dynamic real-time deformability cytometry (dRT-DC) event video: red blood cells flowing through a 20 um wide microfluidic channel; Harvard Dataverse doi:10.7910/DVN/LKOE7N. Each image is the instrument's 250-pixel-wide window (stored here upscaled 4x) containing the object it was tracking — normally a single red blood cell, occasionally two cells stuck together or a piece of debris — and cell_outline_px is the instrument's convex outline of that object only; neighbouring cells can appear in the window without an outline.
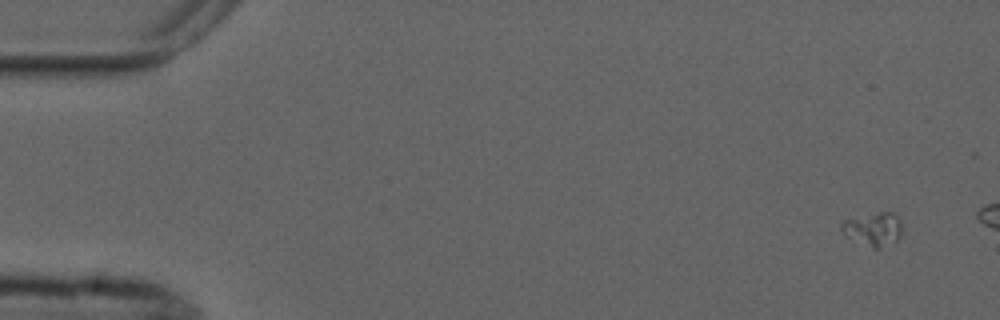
{"species": "common noctule bat (a hibernating species)", "species_latin": "Nyctalus noctula", "temperature_condition": "cold", "stored_images_in_passage": 3, "camera_frame_rate_fps": 3000, "um_per_image_px": 0.085, "animal": {"sex": "male", "forearm_length_mm": 52.5}, "frame": {"image": 1, "passage_image": 1, "time_ms": 0.0, "image_size_px": [1000, 320], "cell_outline_px": [[904, 232], [896, 240], [880, 248], [872, 248], [844, 236], [840, 232], [840, 224], [844, 220], [880, 212], [896, 212], [900, 220]], "centroid_in_image_um": [74.24, 19.47], "position_along_channel_um": 10.8, "area_um2": 12.02}}